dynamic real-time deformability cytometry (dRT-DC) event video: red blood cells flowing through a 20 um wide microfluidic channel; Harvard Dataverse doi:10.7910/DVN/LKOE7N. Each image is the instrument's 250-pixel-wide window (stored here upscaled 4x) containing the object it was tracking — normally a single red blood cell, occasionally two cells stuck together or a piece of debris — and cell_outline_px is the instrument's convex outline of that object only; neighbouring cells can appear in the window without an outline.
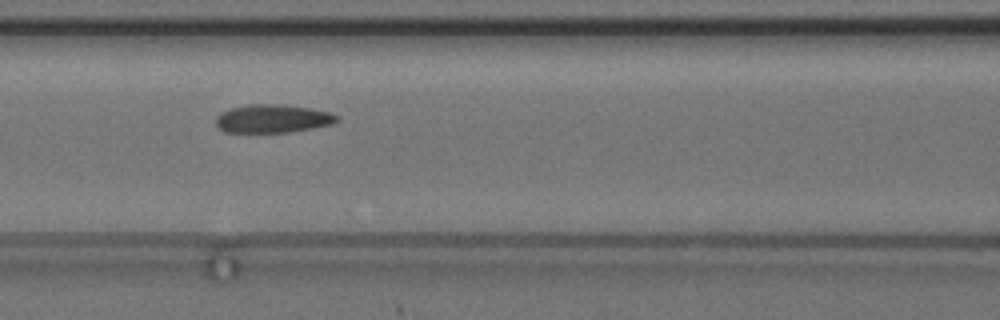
{"species": "common noctule bat (a hibernating species)", "species_latin": "Nyctalus noctula", "temperature_condition": "cold", "stored_images_in_passage": 56, "camera_frame_rate_fps": 3000, "um_per_image_px": 0.085, "animal": {"sex": "female", "body_mass_g": 24.6, "forearm_length_mm": 56.2}, "frame": {"image": 1, "passage_image": 25, "time_ms": 8.0, "image_size_px": [1000, 320], "cell_outline_px": [[336, 120], [332, 124], [312, 128], [288, 132], [224, 132], [216, 124], [216, 116], [220, 112], [232, 108], [252, 104], [272, 104], [308, 108], [328, 112], [336, 116]], "centroid_in_image_um": [23.11, 10.09], "position_along_channel_um": 143.5, "area_um2": 19.48}, "authors_computed_cell_mechanics": {"area_um2": 20.0277, "velocity_mm_per_s": 3.6678, "shape_relaxation_time_tau1_ms": 4.2168, "shape_relaxation_time_tau2_ms": 1.7097, "deformation_change_tau1": 0.1278, "deformation_change_tau2": 0.079}}